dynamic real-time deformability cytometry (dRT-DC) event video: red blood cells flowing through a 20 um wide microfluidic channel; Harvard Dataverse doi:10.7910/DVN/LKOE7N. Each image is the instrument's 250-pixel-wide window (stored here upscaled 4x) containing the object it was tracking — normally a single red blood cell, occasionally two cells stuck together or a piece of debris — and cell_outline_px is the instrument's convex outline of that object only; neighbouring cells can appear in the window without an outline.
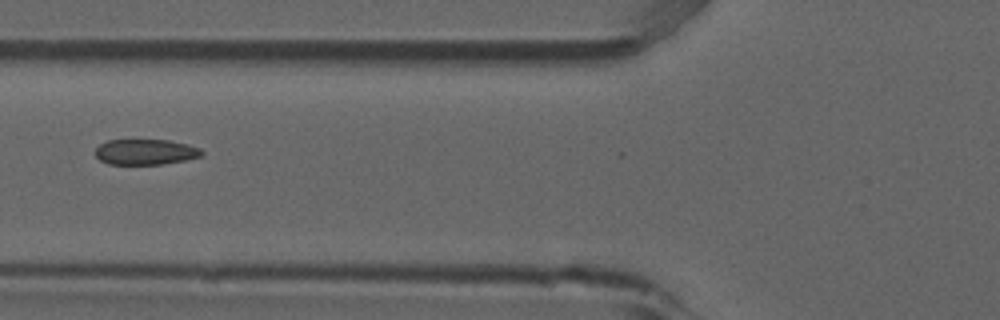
{"species": "common noctule bat (a hibernating species)", "species_latin": "Nyctalus noctula", "temperature_condition": "room temperature", "stored_images_in_passage": 6, "camera_frame_rate_fps": 3000, "um_per_image_px": 0.085, "animal": {"sex": "male", "forearm_length_mm": 52.5}, "frame": {"image": 1, "passage_image": 5, "time_ms": 1.333, "image_size_px": [1000, 320], "cell_outline_px": [[204, 152], [200, 156], [184, 160], [160, 164], [108, 164], [100, 160], [96, 156], [96, 148], [100, 144], [108, 140], [168, 140], [188, 144], [200, 148]], "centroid_in_image_um": [12.36, 12.91], "position_along_channel_um": 113.4, "area_um2": 15.72}}
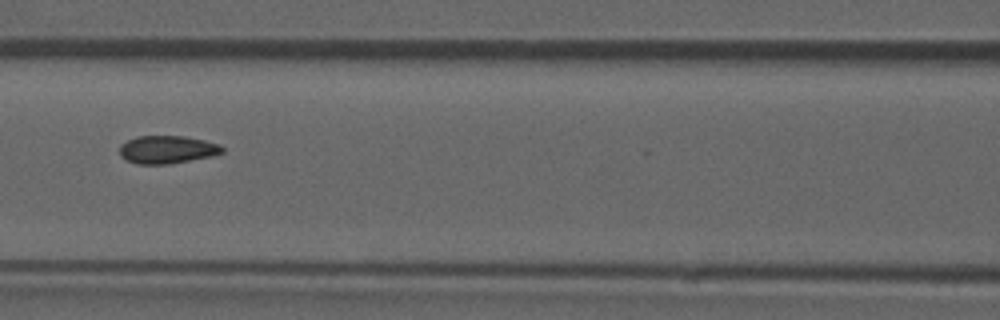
{"frame": {"image": 2, "passage_image": 6, "time_ms": 1.667, "image_size_px": [1000, 320], "cell_outline_px": [[224, 152], [212, 156], [168, 164], [136, 164], [120, 156], [120, 144], [136, 136], [184, 136], [204, 140], [220, 144], [224, 148]], "centroid_in_image_um": [14.22, 12.71], "position_along_channel_um": 152.4, "area_um2": 16.7}}